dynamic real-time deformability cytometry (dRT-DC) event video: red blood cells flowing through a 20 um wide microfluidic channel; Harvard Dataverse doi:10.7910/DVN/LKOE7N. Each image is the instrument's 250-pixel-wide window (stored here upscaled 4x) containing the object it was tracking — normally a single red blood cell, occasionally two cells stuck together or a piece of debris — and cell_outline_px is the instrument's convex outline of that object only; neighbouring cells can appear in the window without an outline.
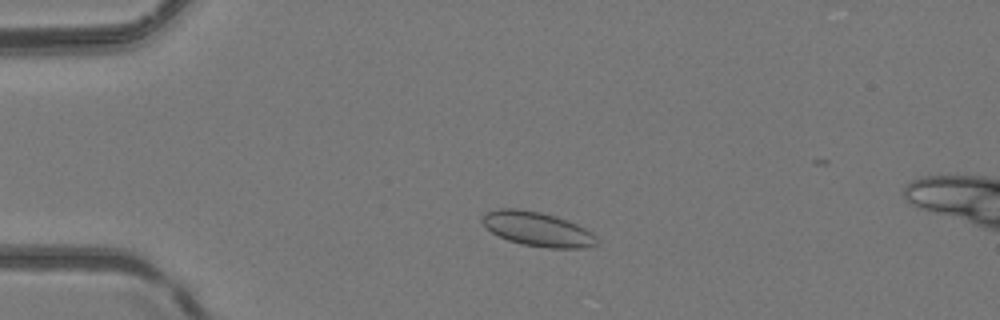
{"species": "common noctule bat (a hibernating species)", "species_latin": "Nyctalus noctula", "temperature_condition": "room temperature", "stored_images_in_passage": 21, "camera_frame_rate_fps": 3000, "um_per_image_px": 0.085, "animal": {"sex": "female", "body_mass_g": 24.6, "forearm_length_mm": 56.2}, "frame": {"image": 1, "passage_image": 9, "time_ms": 2.667, "image_size_px": [1000, 320], "cell_outline_px": [[596, 244], [584, 248], [544, 248], [520, 244], [508, 240], [492, 232], [480, 220], [484, 212], [500, 208], [516, 208], [540, 212], [556, 216], [568, 220], [592, 232], [596, 236]], "centroid_in_image_um": [45.66, 19.47], "position_along_channel_um": 39.3, "area_um2": 22.95}}
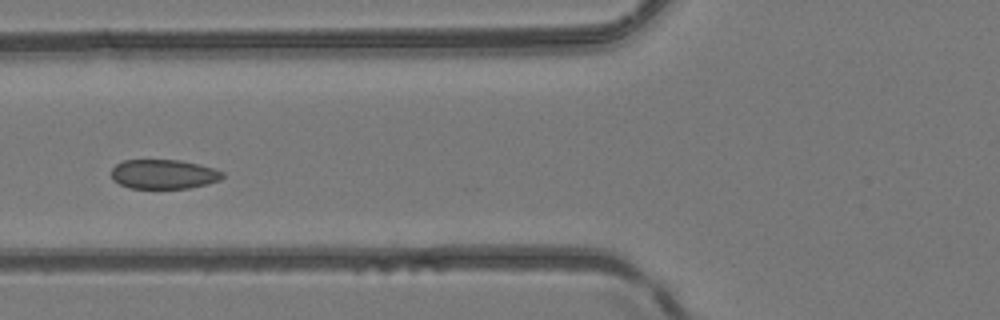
{"frame": {"image": 2, "passage_image": 17, "time_ms": 5.333, "image_size_px": [1000, 320], "cell_outline_px": [[224, 176], [220, 180], [208, 184], [188, 188], [128, 188], [112, 180], [112, 168], [116, 164], [124, 160], [180, 160], [200, 164], [224, 172]], "centroid_in_image_um": [13.92, 14.8], "position_along_channel_um": 111.9, "area_um2": 19.13}}
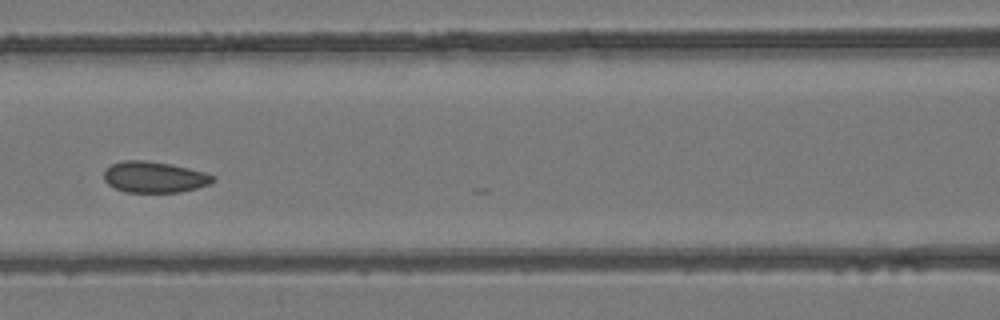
{"frame": {"image": 3, "passage_image": 20, "time_ms": 6.333, "image_size_px": [1000, 320], "cell_outline_px": [[216, 180], [208, 184], [196, 188], [180, 192], [124, 192], [108, 184], [104, 180], [104, 168], [112, 164], [124, 160], [144, 160], [172, 164], [204, 172], [216, 176]], "centroid_in_image_um": [13.11, 15.04], "position_along_channel_um": 153.5, "area_um2": 19.83}}